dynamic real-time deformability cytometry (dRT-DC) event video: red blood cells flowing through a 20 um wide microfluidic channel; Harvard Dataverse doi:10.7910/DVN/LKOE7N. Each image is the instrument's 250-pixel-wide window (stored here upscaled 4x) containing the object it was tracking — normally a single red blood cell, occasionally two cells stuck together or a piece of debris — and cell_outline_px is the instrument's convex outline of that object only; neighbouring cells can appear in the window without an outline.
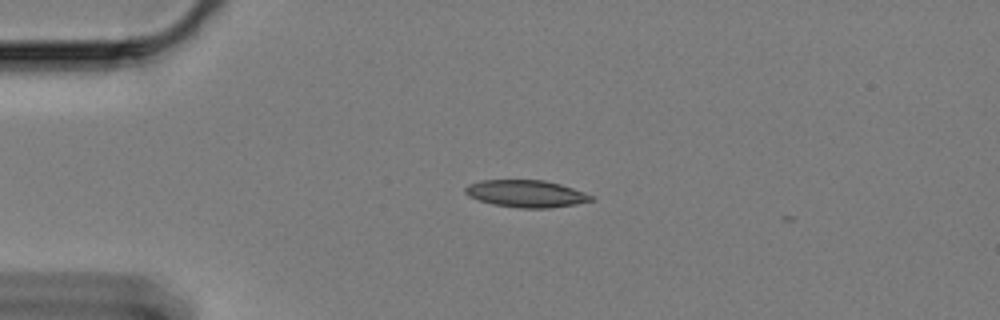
{"species": "Egyptian fruit bat (a non-hibernating species)", "species_latin": "Rousettus aegyptiacus", "temperature_condition": "cold", "stored_images_in_passage": 44, "camera_frame_rate_fps": 3000, "um_per_image_px": 0.085, "animal": {"sex": "female"}, "frame": {"image": 1, "passage_image": 1, "time_ms": 0.0, "image_size_px": [1000, 320], "cell_outline_px": [[596, 200], [576, 204], [548, 208], [520, 208], [492, 204], [468, 196], [464, 192], [464, 188], [468, 184], [480, 180], [544, 180], [560, 184], [584, 192], [592, 196]], "centroid_in_image_um": [44.71, 16.46], "position_along_channel_um": 40.3, "area_um2": 19.94}}
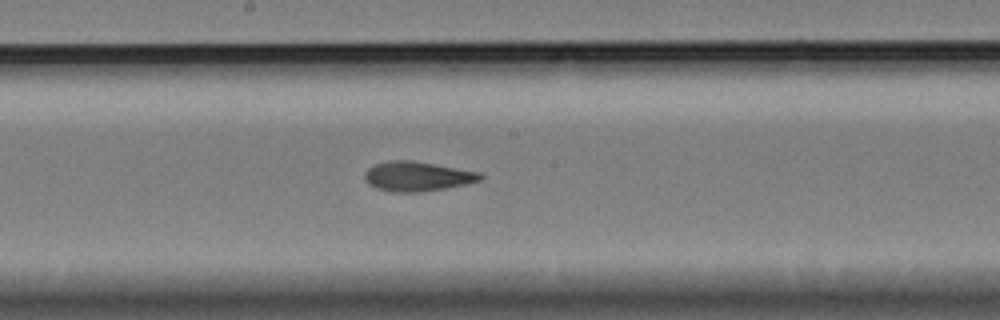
{"frame": {"image": 2, "passage_image": 19, "time_ms": 6.0, "image_size_px": [1000, 320], "cell_outline_px": [[484, 176], [480, 180], [468, 184], [420, 192], [392, 192], [376, 188], [368, 184], [364, 180], [364, 172], [368, 168], [376, 164], [388, 160], [412, 160], [480, 172]], "centroid_in_image_um": [35.45, 14.99], "position_along_channel_um": 212.8, "area_um2": 20.06}}
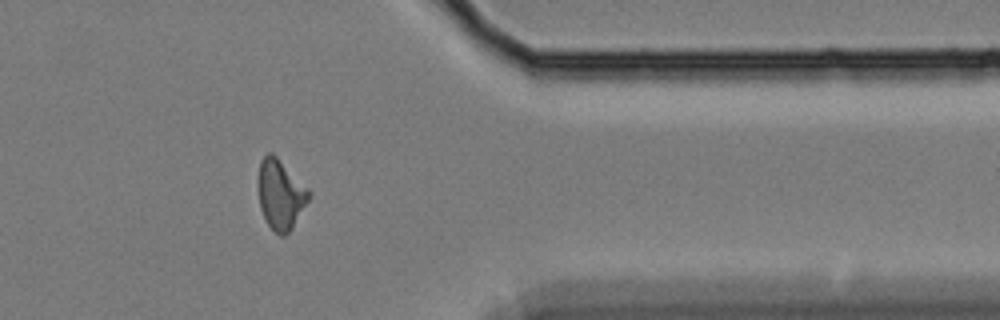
{"frame": {"image": 3, "passage_image": 36, "time_ms": 11.667, "image_size_px": [1000, 320], "cell_outline_px": [[312, 196], [292, 228], [284, 236], [280, 236], [268, 224], [260, 208], [256, 180], [260, 160], [268, 152], [272, 152], [312, 192]], "centroid_in_image_um": [23.83, 16.51], "position_along_channel_um": 387.6, "area_um2": 20.87}, "authors_computed_cell_mechanics": {"area_um2": 19.9988, "velocity_mm_per_s": 3.3321, "shape_relaxation_time_tau1_ms": 5.3164, "shape_relaxation_time_tau2_ms": 2.9382, "deformation_change_tau1": 0.1672, "deformation_change_tau2": 0.112}}